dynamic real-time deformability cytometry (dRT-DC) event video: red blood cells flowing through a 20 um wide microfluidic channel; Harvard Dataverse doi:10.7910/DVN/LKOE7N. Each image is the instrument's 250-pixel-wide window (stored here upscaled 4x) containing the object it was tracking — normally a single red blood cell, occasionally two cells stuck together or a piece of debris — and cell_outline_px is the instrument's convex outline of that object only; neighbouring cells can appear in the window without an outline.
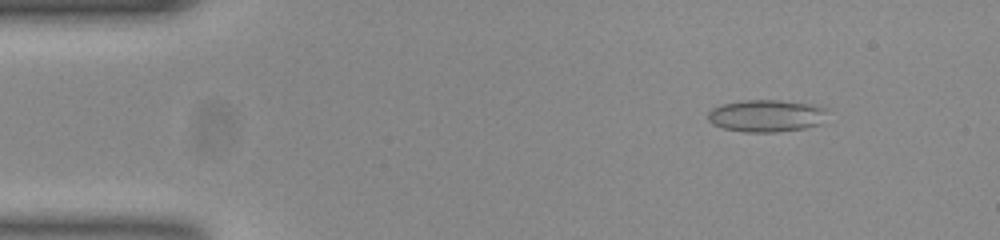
{"species": "common noctule bat (a hibernating species)", "species_latin": "Nyctalus noctula", "temperature_condition": "room temperature", "stored_images_in_passage": 52, "camera_frame_rate_fps": 3000, "um_per_image_px": 0.085, "animal": {"sex": "female", "body_mass_g": 23.0, "forearm_length_mm": 53.4}, "frame": {"image": 1, "passage_image": 6, "time_ms": 1.667, "image_size_px": [1000, 240], "cell_outline_px": [[828, 108], [820, 124], [804, 128], [776, 132], [744, 132], [724, 128], [712, 124], [708, 120], [708, 112], [712, 108], [724, 104], [744, 100], [780, 100], [808, 104]], "centroid_in_image_um": [65.12, 9.84], "position_along_channel_um": 19.9, "area_um2": 22.25}}
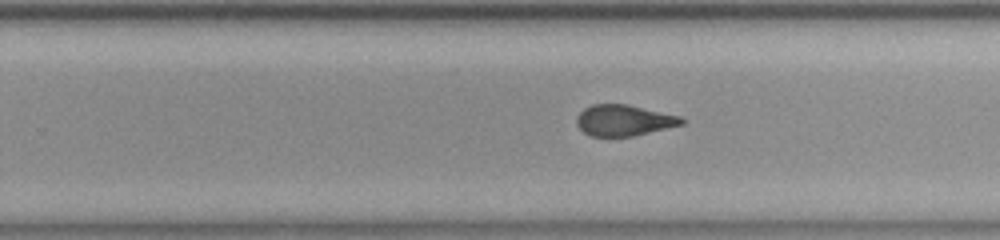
{"frame": {"image": 2, "passage_image": 32, "time_ms": 10.333, "image_size_px": [1000, 240], "cell_outline_px": [[688, 120], [684, 124], [632, 136], [592, 136], [584, 132], [576, 124], [576, 116], [584, 108], [592, 104], [628, 104], [680, 116]], "centroid_in_image_um": [53.04, 10.22], "position_along_channel_um": 276.8, "area_um2": 19.02}}
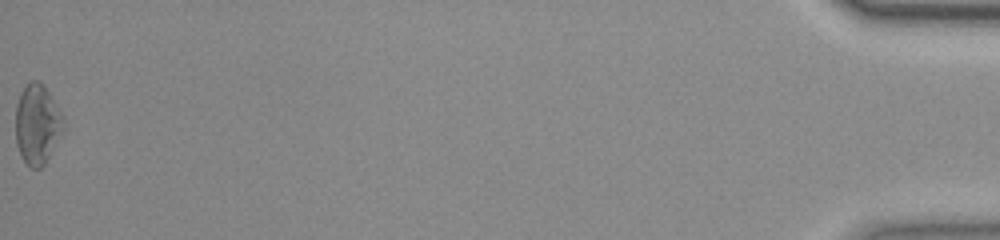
{"frame": {"image": 3, "passage_image": 52, "time_ms": 17.0, "image_size_px": [1000, 240], "cell_outline_px": [[64, 132], [44, 164], [40, 168], [28, 168], [20, 156], [16, 144], [16, 104], [20, 92], [32, 80], [36, 80], [44, 84], [64, 116]], "centroid_in_image_um": [3.18, 10.58], "position_along_channel_um": 432.0, "area_um2": 22.66}, "authors_computed_cell_mechanics": {"area_um2": 20.4323, "velocity_mm_per_s": 3.9174, "shape_relaxation_time_tau1_ms": null, "shape_relaxation_time_tau2_ms": 1.3221, "deformation_change_tau1": null, "deformation_change_tau2": 0.0721}}